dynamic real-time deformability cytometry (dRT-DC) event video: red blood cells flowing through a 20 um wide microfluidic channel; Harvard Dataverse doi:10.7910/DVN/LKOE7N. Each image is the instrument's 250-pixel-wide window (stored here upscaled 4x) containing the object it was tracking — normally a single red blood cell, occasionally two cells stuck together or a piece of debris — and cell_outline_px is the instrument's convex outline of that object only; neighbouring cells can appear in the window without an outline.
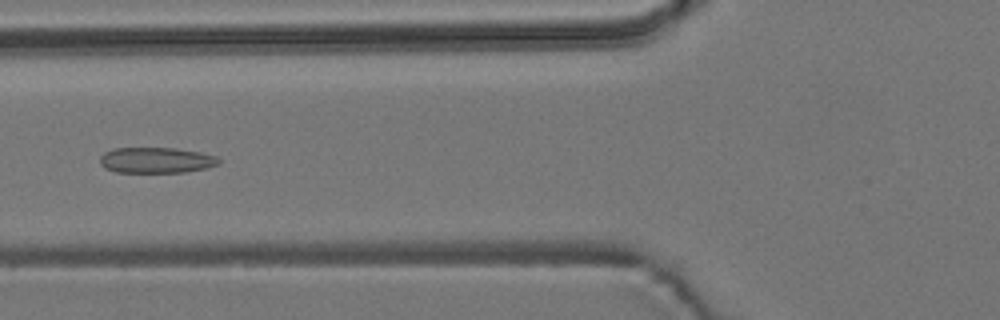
{"species": "common noctule bat (a hibernating species)", "species_latin": "Nyctalus noctula", "temperature_condition": "room temperature", "stored_images_in_passage": 44, "camera_frame_rate_fps": 3000, "um_per_image_px": 0.085, "animal": {"sex": "male", "body_mass_g": 19.2, "forearm_length_mm": 51.8}, "frame": {"image": 1, "passage_image": 10, "time_ms": 3.0, "image_size_px": [1000, 320], "cell_outline_px": [[220, 164], [208, 168], [184, 172], [116, 172], [104, 168], [100, 164], [100, 156], [104, 152], [116, 148], [176, 148], [200, 152], [216, 156], [220, 160]], "centroid_in_image_um": [13.29, 13.62], "position_along_channel_um": 112.5, "area_um2": 17.92}}
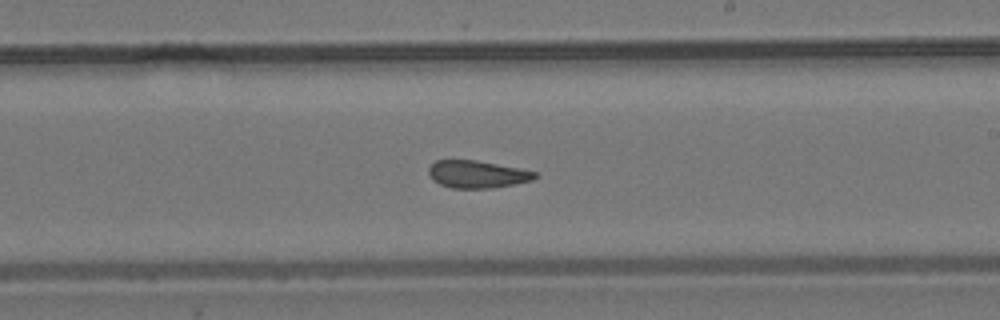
{"frame": {"image": 2, "passage_image": 21, "time_ms": 6.667, "image_size_px": [1000, 320], "cell_outline_px": [[540, 176], [532, 180], [492, 188], [452, 188], [440, 184], [432, 180], [428, 172], [428, 168], [436, 160], [476, 160], [520, 168], [536, 172]], "centroid_in_image_um": [40.56, 14.81], "position_along_channel_um": 248.4, "area_um2": 16.99}}
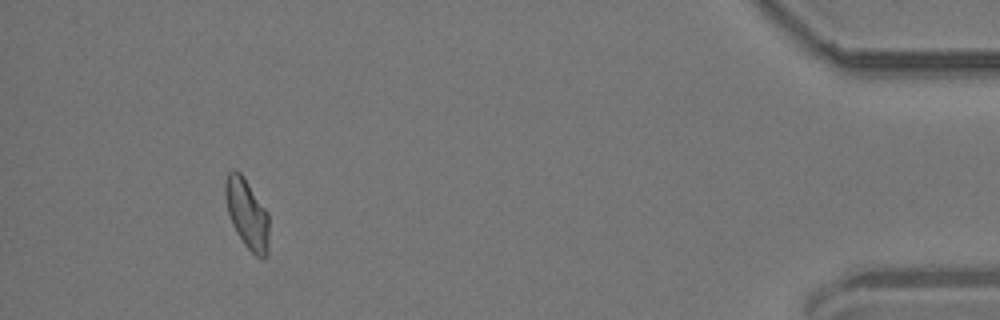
{"frame": {"image": 3, "passage_image": 40, "time_ms": 13.0, "image_size_px": [1000, 320], "cell_outline_px": [[268, 256], [264, 260], [260, 260], [244, 244], [236, 232], [232, 224], [228, 212], [224, 196], [224, 184], [228, 172], [232, 168], [236, 168], [240, 172], [268, 212]], "centroid_in_image_um": [20.99, 18.18], "position_along_channel_um": 414.2, "area_um2": 17.98}, "authors_computed_cell_mechanics": {"area_um2": 17.918, "velocity_mm_per_s": 3.7147, "shape_relaxation_time_tau1_ms": null, "shape_relaxation_time_tau2_ms": 1.9749, "deformation_change_tau1": null, "deformation_change_tau2": 0.0918}}